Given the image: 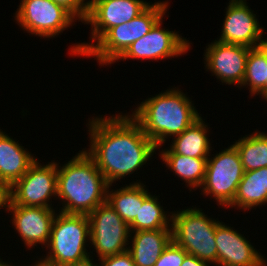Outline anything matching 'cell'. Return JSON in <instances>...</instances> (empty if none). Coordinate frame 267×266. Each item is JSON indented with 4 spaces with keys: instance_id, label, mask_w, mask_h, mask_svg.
<instances>
[{
    "instance_id": "1",
    "label": "cell",
    "mask_w": 267,
    "mask_h": 266,
    "mask_svg": "<svg viewBox=\"0 0 267 266\" xmlns=\"http://www.w3.org/2000/svg\"><path fill=\"white\" fill-rule=\"evenodd\" d=\"M129 114L93 116L87 123L90 148L84 151L95 161L108 185L142 169L158 150Z\"/></svg>"
},
{
    "instance_id": "2",
    "label": "cell",
    "mask_w": 267,
    "mask_h": 266,
    "mask_svg": "<svg viewBox=\"0 0 267 266\" xmlns=\"http://www.w3.org/2000/svg\"><path fill=\"white\" fill-rule=\"evenodd\" d=\"M136 106L130 115L158 149L168 138L181 134L201 116L191 98L178 87L148 97Z\"/></svg>"
},
{
    "instance_id": "3",
    "label": "cell",
    "mask_w": 267,
    "mask_h": 266,
    "mask_svg": "<svg viewBox=\"0 0 267 266\" xmlns=\"http://www.w3.org/2000/svg\"><path fill=\"white\" fill-rule=\"evenodd\" d=\"M63 166L57 163V199L60 212L90 214L106 202L108 183L95 161L83 150Z\"/></svg>"
},
{
    "instance_id": "4",
    "label": "cell",
    "mask_w": 267,
    "mask_h": 266,
    "mask_svg": "<svg viewBox=\"0 0 267 266\" xmlns=\"http://www.w3.org/2000/svg\"><path fill=\"white\" fill-rule=\"evenodd\" d=\"M88 241L90 242L88 216L59 211L52 222L46 246L49 252L43 259L39 258V261L48 266H86L94 263V258L86 248Z\"/></svg>"
},
{
    "instance_id": "5",
    "label": "cell",
    "mask_w": 267,
    "mask_h": 266,
    "mask_svg": "<svg viewBox=\"0 0 267 266\" xmlns=\"http://www.w3.org/2000/svg\"><path fill=\"white\" fill-rule=\"evenodd\" d=\"M168 4L167 1L154 2L128 23L110 28L84 56L95 57L101 66L115 63L133 42L145 36L164 17Z\"/></svg>"
},
{
    "instance_id": "6",
    "label": "cell",
    "mask_w": 267,
    "mask_h": 266,
    "mask_svg": "<svg viewBox=\"0 0 267 266\" xmlns=\"http://www.w3.org/2000/svg\"><path fill=\"white\" fill-rule=\"evenodd\" d=\"M218 222L197 207L172 212V240L188 254L217 266L215 231Z\"/></svg>"
},
{
    "instance_id": "7",
    "label": "cell",
    "mask_w": 267,
    "mask_h": 266,
    "mask_svg": "<svg viewBox=\"0 0 267 266\" xmlns=\"http://www.w3.org/2000/svg\"><path fill=\"white\" fill-rule=\"evenodd\" d=\"M152 2L144 0H91L84 24L91 25V42L75 43L70 55L84 54L112 27L128 23L140 15Z\"/></svg>"
},
{
    "instance_id": "8",
    "label": "cell",
    "mask_w": 267,
    "mask_h": 266,
    "mask_svg": "<svg viewBox=\"0 0 267 266\" xmlns=\"http://www.w3.org/2000/svg\"><path fill=\"white\" fill-rule=\"evenodd\" d=\"M213 156L209 155L207 159L200 194L210 195L216 200L218 206L228 207L234 200L244 169L234 145Z\"/></svg>"
},
{
    "instance_id": "9",
    "label": "cell",
    "mask_w": 267,
    "mask_h": 266,
    "mask_svg": "<svg viewBox=\"0 0 267 266\" xmlns=\"http://www.w3.org/2000/svg\"><path fill=\"white\" fill-rule=\"evenodd\" d=\"M15 12L16 23L30 33L43 38L57 37L72 27L78 19L53 0H21ZM76 20V21H75Z\"/></svg>"
},
{
    "instance_id": "10",
    "label": "cell",
    "mask_w": 267,
    "mask_h": 266,
    "mask_svg": "<svg viewBox=\"0 0 267 266\" xmlns=\"http://www.w3.org/2000/svg\"><path fill=\"white\" fill-rule=\"evenodd\" d=\"M53 197L57 200V162L42 165L36 159L9 188L7 205L53 208L50 201Z\"/></svg>"
},
{
    "instance_id": "11",
    "label": "cell",
    "mask_w": 267,
    "mask_h": 266,
    "mask_svg": "<svg viewBox=\"0 0 267 266\" xmlns=\"http://www.w3.org/2000/svg\"><path fill=\"white\" fill-rule=\"evenodd\" d=\"M90 225V243L98 261L128 251L129 225L107 203L99 205L87 215Z\"/></svg>"
},
{
    "instance_id": "12",
    "label": "cell",
    "mask_w": 267,
    "mask_h": 266,
    "mask_svg": "<svg viewBox=\"0 0 267 266\" xmlns=\"http://www.w3.org/2000/svg\"><path fill=\"white\" fill-rule=\"evenodd\" d=\"M163 19L165 18H161L145 36L133 42L116 61L122 59V61L126 59L158 61L185 55L192 43L178 34L179 32L162 28Z\"/></svg>"
},
{
    "instance_id": "13",
    "label": "cell",
    "mask_w": 267,
    "mask_h": 266,
    "mask_svg": "<svg viewBox=\"0 0 267 266\" xmlns=\"http://www.w3.org/2000/svg\"><path fill=\"white\" fill-rule=\"evenodd\" d=\"M225 13L218 41L249 48H256L267 43V38L262 37L265 35L264 30L246 0H230Z\"/></svg>"
},
{
    "instance_id": "14",
    "label": "cell",
    "mask_w": 267,
    "mask_h": 266,
    "mask_svg": "<svg viewBox=\"0 0 267 266\" xmlns=\"http://www.w3.org/2000/svg\"><path fill=\"white\" fill-rule=\"evenodd\" d=\"M251 48L223 43L215 39L206 46L204 52V66L206 71L215 75L222 83L236 85L238 88L242 85L246 72V61Z\"/></svg>"
},
{
    "instance_id": "15",
    "label": "cell",
    "mask_w": 267,
    "mask_h": 266,
    "mask_svg": "<svg viewBox=\"0 0 267 266\" xmlns=\"http://www.w3.org/2000/svg\"><path fill=\"white\" fill-rule=\"evenodd\" d=\"M218 266H267V258L231 226L218 222L215 231Z\"/></svg>"
},
{
    "instance_id": "16",
    "label": "cell",
    "mask_w": 267,
    "mask_h": 266,
    "mask_svg": "<svg viewBox=\"0 0 267 266\" xmlns=\"http://www.w3.org/2000/svg\"><path fill=\"white\" fill-rule=\"evenodd\" d=\"M5 211L12 213V225L27 249L30 250L38 244L45 245L44 248H46L50 239L52 222L57 214L56 210L46 207L7 205Z\"/></svg>"
},
{
    "instance_id": "17",
    "label": "cell",
    "mask_w": 267,
    "mask_h": 266,
    "mask_svg": "<svg viewBox=\"0 0 267 266\" xmlns=\"http://www.w3.org/2000/svg\"><path fill=\"white\" fill-rule=\"evenodd\" d=\"M0 129V183L10 188L36 160L28 149ZM27 150V151H26Z\"/></svg>"
},
{
    "instance_id": "18",
    "label": "cell",
    "mask_w": 267,
    "mask_h": 266,
    "mask_svg": "<svg viewBox=\"0 0 267 266\" xmlns=\"http://www.w3.org/2000/svg\"><path fill=\"white\" fill-rule=\"evenodd\" d=\"M129 240L128 252L135 266H154L172 240V228L130 232Z\"/></svg>"
},
{
    "instance_id": "19",
    "label": "cell",
    "mask_w": 267,
    "mask_h": 266,
    "mask_svg": "<svg viewBox=\"0 0 267 266\" xmlns=\"http://www.w3.org/2000/svg\"><path fill=\"white\" fill-rule=\"evenodd\" d=\"M201 116L181 134L172 138L170 148L159 154H179L192 158H208L212 151L208 125Z\"/></svg>"
},
{
    "instance_id": "20",
    "label": "cell",
    "mask_w": 267,
    "mask_h": 266,
    "mask_svg": "<svg viewBox=\"0 0 267 266\" xmlns=\"http://www.w3.org/2000/svg\"><path fill=\"white\" fill-rule=\"evenodd\" d=\"M267 204V167L246 171L238 185L233 202L226 207L243 211Z\"/></svg>"
},
{
    "instance_id": "21",
    "label": "cell",
    "mask_w": 267,
    "mask_h": 266,
    "mask_svg": "<svg viewBox=\"0 0 267 266\" xmlns=\"http://www.w3.org/2000/svg\"><path fill=\"white\" fill-rule=\"evenodd\" d=\"M107 188V203L129 225L138 215L143 201L151 194L146 185L141 182H132L117 190Z\"/></svg>"
},
{
    "instance_id": "22",
    "label": "cell",
    "mask_w": 267,
    "mask_h": 266,
    "mask_svg": "<svg viewBox=\"0 0 267 266\" xmlns=\"http://www.w3.org/2000/svg\"><path fill=\"white\" fill-rule=\"evenodd\" d=\"M161 160L175 175L187 183L186 187L197 189L202 186L208 158H192L179 154H159Z\"/></svg>"
},
{
    "instance_id": "23",
    "label": "cell",
    "mask_w": 267,
    "mask_h": 266,
    "mask_svg": "<svg viewBox=\"0 0 267 266\" xmlns=\"http://www.w3.org/2000/svg\"><path fill=\"white\" fill-rule=\"evenodd\" d=\"M244 86H249L251 97L267 96V43L249 50L245 77L239 88Z\"/></svg>"
},
{
    "instance_id": "24",
    "label": "cell",
    "mask_w": 267,
    "mask_h": 266,
    "mask_svg": "<svg viewBox=\"0 0 267 266\" xmlns=\"http://www.w3.org/2000/svg\"><path fill=\"white\" fill-rule=\"evenodd\" d=\"M233 145L239 153L244 172L267 167V133L255 131L239 138Z\"/></svg>"
},
{
    "instance_id": "25",
    "label": "cell",
    "mask_w": 267,
    "mask_h": 266,
    "mask_svg": "<svg viewBox=\"0 0 267 266\" xmlns=\"http://www.w3.org/2000/svg\"><path fill=\"white\" fill-rule=\"evenodd\" d=\"M150 194L142 204L136 218L129 224L130 232L171 228L172 212L167 214L158 201V196Z\"/></svg>"
},
{
    "instance_id": "26",
    "label": "cell",
    "mask_w": 267,
    "mask_h": 266,
    "mask_svg": "<svg viewBox=\"0 0 267 266\" xmlns=\"http://www.w3.org/2000/svg\"><path fill=\"white\" fill-rule=\"evenodd\" d=\"M188 253L173 240L165 247L154 266H181Z\"/></svg>"
},
{
    "instance_id": "27",
    "label": "cell",
    "mask_w": 267,
    "mask_h": 266,
    "mask_svg": "<svg viewBox=\"0 0 267 266\" xmlns=\"http://www.w3.org/2000/svg\"><path fill=\"white\" fill-rule=\"evenodd\" d=\"M55 3H58L64 6L67 10H69L77 19L78 22L86 19L91 0H53Z\"/></svg>"
},
{
    "instance_id": "28",
    "label": "cell",
    "mask_w": 267,
    "mask_h": 266,
    "mask_svg": "<svg viewBox=\"0 0 267 266\" xmlns=\"http://www.w3.org/2000/svg\"><path fill=\"white\" fill-rule=\"evenodd\" d=\"M96 266H135L131 254L126 251L121 254L113 255L110 257L99 260V265Z\"/></svg>"
},
{
    "instance_id": "29",
    "label": "cell",
    "mask_w": 267,
    "mask_h": 266,
    "mask_svg": "<svg viewBox=\"0 0 267 266\" xmlns=\"http://www.w3.org/2000/svg\"><path fill=\"white\" fill-rule=\"evenodd\" d=\"M208 262L202 261L194 255L187 254L181 266H210Z\"/></svg>"
},
{
    "instance_id": "30",
    "label": "cell",
    "mask_w": 267,
    "mask_h": 266,
    "mask_svg": "<svg viewBox=\"0 0 267 266\" xmlns=\"http://www.w3.org/2000/svg\"><path fill=\"white\" fill-rule=\"evenodd\" d=\"M9 201V188L0 183V209L7 208V204Z\"/></svg>"
},
{
    "instance_id": "31",
    "label": "cell",
    "mask_w": 267,
    "mask_h": 266,
    "mask_svg": "<svg viewBox=\"0 0 267 266\" xmlns=\"http://www.w3.org/2000/svg\"><path fill=\"white\" fill-rule=\"evenodd\" d=\"M30 266H48V265H45V264L41 263V262L38 260V261H36V262L34 263V265L31 264Z\"/></svg>"
},
{
    "instance_id": "32",
    "label": "cell",
    "mask_w": 267,
    "mask_h": 266,
    "mask_svg": "<svg viewBox=\"0 0 267 266\" xmlns=\"http://www.w3.org/2000/svg\"><path fill=\"white\" fill-rule=\"evenodd\" d=\"M0 266H12L11 265V263H7V262H3V260H1V258H0ZM13 266H15V265H13Z\"/></svg>"
},
{
    "instance_id": "33",
    "label": "cell",
    "mask_w": 267,
    "mask_h": 266,
    "mask_svg": "<svg viewBox=\"0 0 267 266\" xmlns=\"http://www.w3.org/2000/svg\"><path fill=\"white\" fill-rule=\"evenodd\" d=\"M86 266H96V264L95 263H90V264H88Z\"/></svg>"
}]
</instances>
